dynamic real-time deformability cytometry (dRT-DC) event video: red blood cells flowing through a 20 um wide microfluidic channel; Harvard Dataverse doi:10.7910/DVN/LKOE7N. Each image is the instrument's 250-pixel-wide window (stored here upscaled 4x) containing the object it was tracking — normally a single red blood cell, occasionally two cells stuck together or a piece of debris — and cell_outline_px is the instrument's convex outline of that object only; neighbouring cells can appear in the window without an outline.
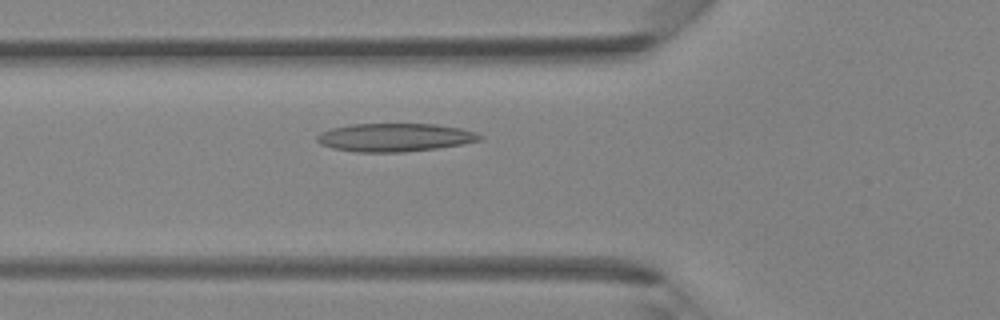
{"species": "Egyptian fruit bat (a non-hibernating species)", "species_latin": "Rousettus aegyptiacus", "temperature_condition": "room temperature", "stored_images_in_passage": 28, "camera_frame_rate_fps": 3000, "um_per_image_px": 0.085, "animal": {"sex": "female"}, "frame": {"image": 1, "passage_image": 4, "time_ms": 1.0, "image_size_px": [1000, 320], "cell_outline_px": [[484, 140], [464, 144], [436, 148], [404, 152], [356, 152], [332, 148], [320, 144], [316, 140], [316, 136], [320, 132], [332, 128], [348, 124], [436, 124], [460, 128], [476, 132], [484, 136]], "centroid_in_image_um": [33.58, 11.68], "position_along_channel_um": 92.2, "area_um2": 27.05}}
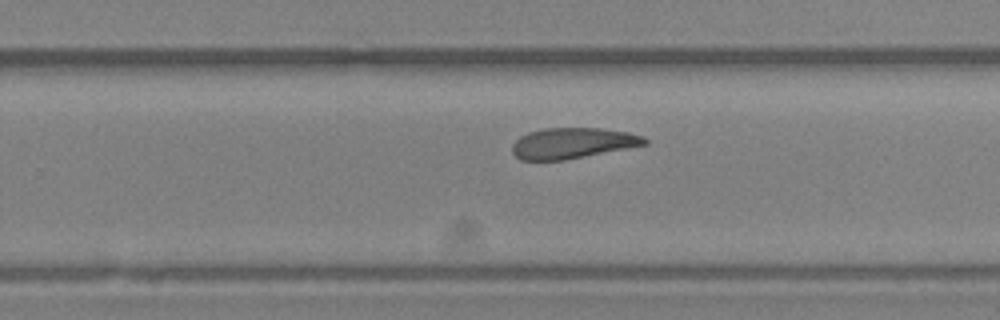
{"frame": {"image": 2, "passage_image": 16, "time_ms": 5.0, "image_size_px": [1000, 320], "cell_outline_px": [[648, 144], [564, 160], [520, 160], [512, 152], [512, 144], [520, 136], [528, 132], [544, 128], [600, 128], [628, 132], [644, 136], [648, 140]], "centroid_in_image_um": [48.66, 12.16], "position_along_channel_um": 281.1, "area_um2": 23.7}}
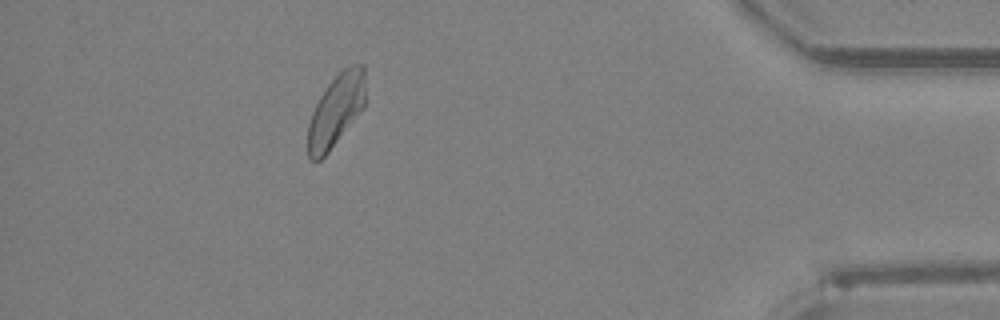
{"frame": {"image": 3, "passage_image": 27, "time_ms": 8.667, "image_size_px": [1000, 320], "cell_outline_px": [[364, 108], [328, 152], [320, 160], [308, 160], [308, 124], [312, 112], [320, 96], [328, 84], [344, 68], [352, 64], [364, 64]], "centroid_in_image_um": [28.55, 9.39], "position_along_channel_um": 406.6, "area_um2": 23.93}}